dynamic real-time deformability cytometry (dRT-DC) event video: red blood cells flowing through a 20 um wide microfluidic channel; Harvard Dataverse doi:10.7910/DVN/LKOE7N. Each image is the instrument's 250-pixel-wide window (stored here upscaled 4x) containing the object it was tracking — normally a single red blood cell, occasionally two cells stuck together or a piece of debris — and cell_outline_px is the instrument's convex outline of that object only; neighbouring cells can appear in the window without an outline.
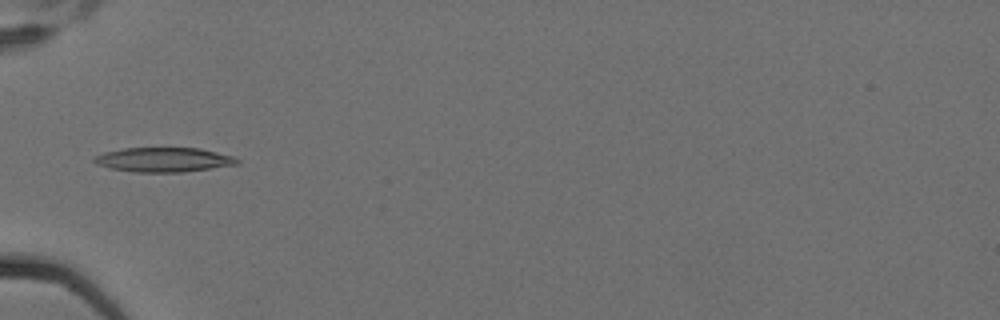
{"species": "Egyptian fruit bat (a non-hibernating species)", "species_latin": "Rousettus aegyptiacus", "temperature_condition": "cold", "stored_images_in_passage": 12, "camera_frame_rate_fps": 3000, "um_per_image_px": 0.085, "animal": {"sex": "female"}, "frame": {"image": 1, "passage_image": 6, "time_ms": 1.667, "image_size_px": [1000, 320], "cell_outline_px": [[240, 164], [184, 172], [136, 172], [108, 168], [96, 164], [92, 160], [92, 156], [104, 152], [124, 148], [200, 148], [236, 156], [240, 160]], "centroid_in_image_um": [13.93, 13.57], "position_along_channel_um": 71.1, "area_um2": 20.69}}
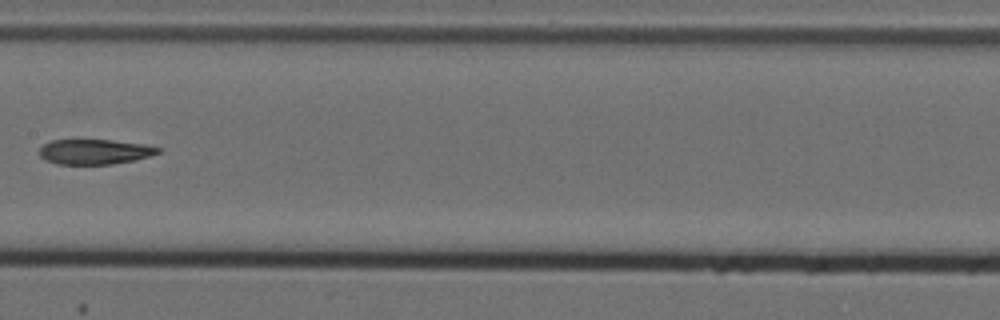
{"frame": {"image": 2, "passage_image": 9, "time_ms": 2.667, "image_size_px": [1000, 320], "cell_outline_px": [[164, 148], [160, 152], [152, 156], [112, 164], [56, 164], [44, 160], [40, 156], [40, 148], [44, 144], [52, 140], [112, 140], [144, 144]], "centroid_in_image_um": [8.07, 12.9], "position_along_channel_um": 199.3, "area_um2": 17.4}}
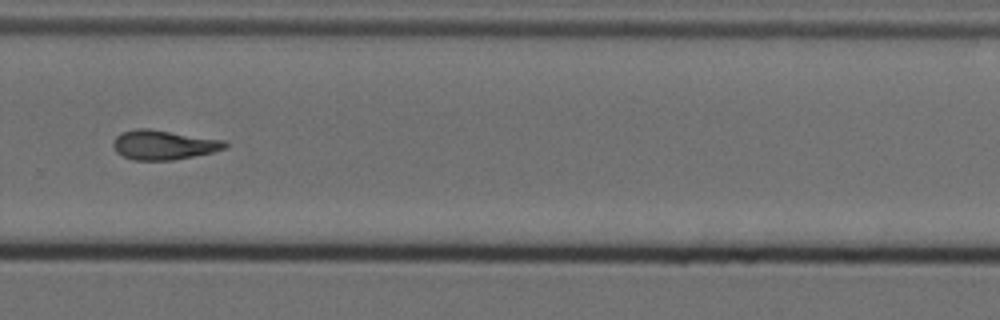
{"frame": {"image": 3, "passage_image": 12, "time_ms": 3.667, "image_size_px": [1000, 320], "cell_outline_px": [[228, 144], [224, 148], [212, 152], [172, 160], [132, 160], [116, 152], [112, 144], [116, 136], [120, 132], [136, 128], [148, 128], [224, 140]], "centroid_in_image_um": [13.85, 12.3], "position_along_channel_um": 315.9, "area_um2": 19.13}}